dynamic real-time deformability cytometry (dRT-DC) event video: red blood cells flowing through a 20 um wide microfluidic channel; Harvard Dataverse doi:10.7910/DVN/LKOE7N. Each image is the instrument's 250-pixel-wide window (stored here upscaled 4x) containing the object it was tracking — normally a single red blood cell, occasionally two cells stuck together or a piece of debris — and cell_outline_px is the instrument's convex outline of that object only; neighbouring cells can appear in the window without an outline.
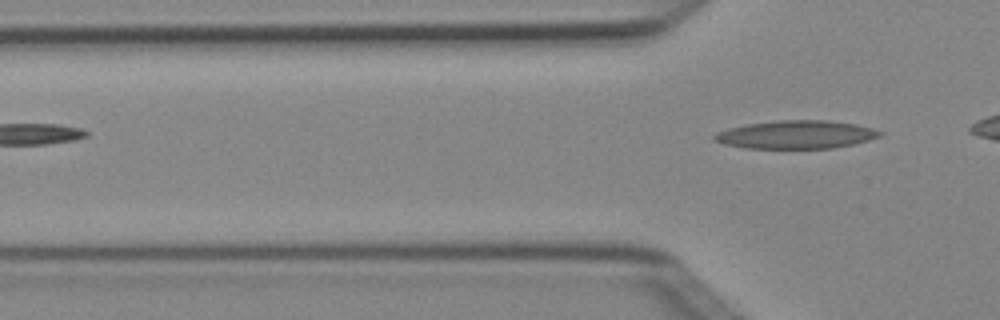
{"species": "Egyptian fruit bat (a non-hibernating species)", "species_latin": "Rousettus aegyptiacus", "temperature_condition": "cold", "stored_images_in_passage": 5, "segment_of_instrument_passage": [2, 2], "camera_frame_rate_fps": 3000, "um_per_image_px": 0.085, "animal": {"sex": "female"}, "frame": {"image": 1, "passage_image": 5, "time_ms": 1.333, "image_size_px": [1000, 320], "cell_outline_px": [[884, 132], [880, 136], [868, 140], [852, 144], [832, 148], [744, 148], [724, 144], [712, 140], [712, 136], [716, 132], [728, 128], [748, 124], [776, 120], [828, 120], [856, 124], [872, 128]], "centroid_in_image_um": [67.64, 11.44], "position_along_channel_um": 58.2, "area_um2": 27.22}}